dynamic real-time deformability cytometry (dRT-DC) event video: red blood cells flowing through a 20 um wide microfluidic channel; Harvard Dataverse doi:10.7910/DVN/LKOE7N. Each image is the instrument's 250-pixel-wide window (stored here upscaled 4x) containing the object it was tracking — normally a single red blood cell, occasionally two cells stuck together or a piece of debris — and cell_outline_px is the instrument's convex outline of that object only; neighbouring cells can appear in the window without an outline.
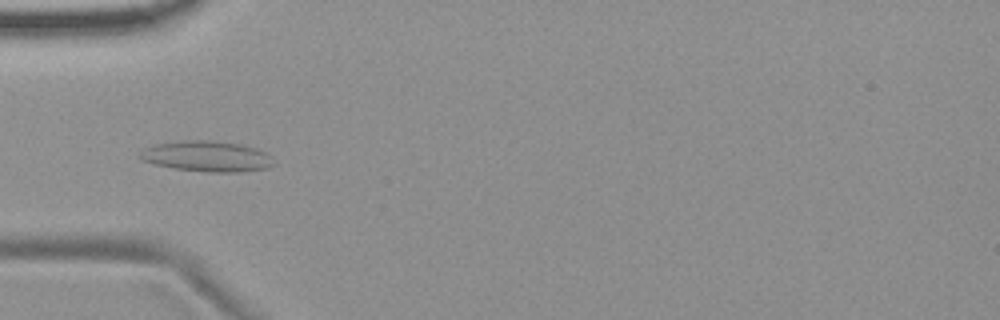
{"species": "common noctule bat (a hibernating species)", "species_latin": "Nyctalus noctula", "temperature_condition": "room temperature", "stored_images_in_passage": 31, "camera_frame_rate_fps": 3000, "um_per_image_px": 0.085, "animal": {"sex": "female", "body_mass_g": 19.9}, "frame": {"image": 1, "passage_image": 1, "time_ms": 0.0, "image_size_px": [1000, 320], "cell_outline_px": [[276, 164], [268, 168], [240, 172], [208, 172], [176, 168], [152, 164], [140, 160], [140, 152], [144, 148], [156, 144], [184, 140], [212, 140], [240, 144], [256, 148], [272, 156]], "centroid_in_image_um": [17.61, 13.29], "position_along_channel_um": 67.4, "area_um2": 24.04}}
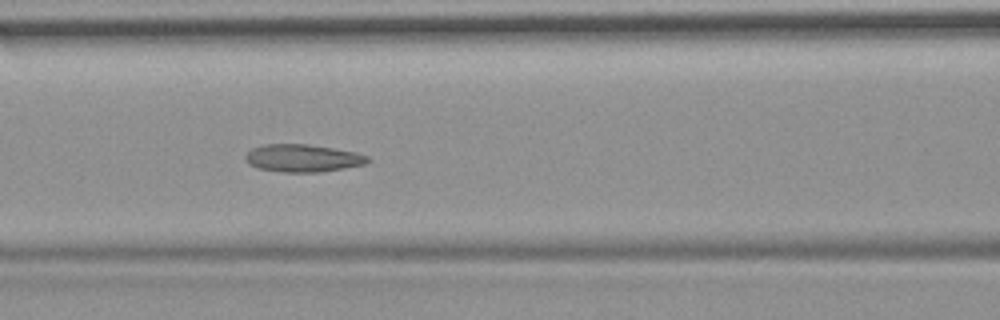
{"frame": {"image": 2, "passage_image": 7, "time_ms": 2.0, "image_size_px": [1000, 320], "cell_outline_px": [[372, 160], [364, 164], [344, 168], [320, 172], [284, 172], [256, 168], [248, 164], [244, 160], [244, 156], [252, 148], [264, 144], [308, 144], [356, 152], [368, 156]], "centroid_in_image_um": [25.71, 13.44], "position_along_channel_um": 140.9, "area_um2": 19.77}}
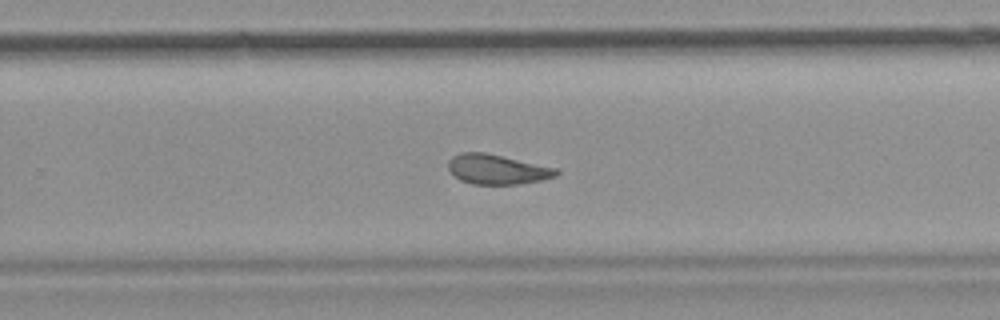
{"frame": {"image": 3, "passage_image": 19, "time_ms": 6.0, "image_size_px": [1000, 320], "cell_outline_px": [[560, 172], [556, 176], [540, 180], [516, 184], [472, 184], [460, 180], [448, 168], [448, 160], [452, 156], [460, 152], [484, 152], [556, 168]], "centroid_in_image_um": [42.22, 14.39], "position_along_channel_um": 287.6, "area_um2": 18.55}, "authors_computed_cell_mechanics": {"area_um2": 18.8428, "velocity_mm_per_s": 3.6896, "shape_relaxation_time_tau1_ms": null, "shape_relaxation_time_tau2_ms": 2.5101, "deformation_change_tau1": null, "deformation_change_tau2": 0.1057}}